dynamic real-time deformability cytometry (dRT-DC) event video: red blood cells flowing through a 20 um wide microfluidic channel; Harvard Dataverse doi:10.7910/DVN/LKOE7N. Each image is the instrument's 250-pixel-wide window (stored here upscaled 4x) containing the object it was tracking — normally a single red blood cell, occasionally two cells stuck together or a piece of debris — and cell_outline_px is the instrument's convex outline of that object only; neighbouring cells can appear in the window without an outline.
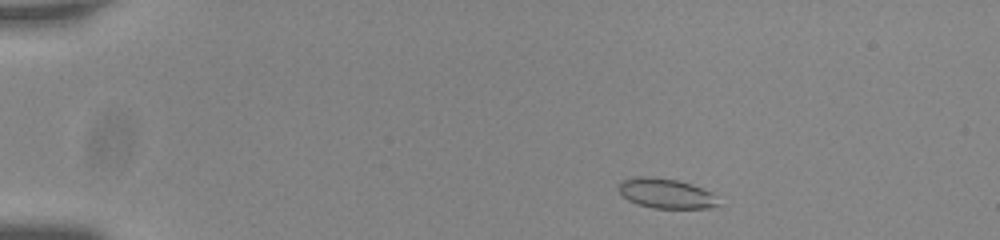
{"species": "common noctule bat (a hibernating species)", "species_latin": "Nyctalus noctula", "temperature_condition": "room temperature", "stored_images_in_passage": 49, "camera_frame_rate_fps": 3000, "um_per_image_px": 0.085, "animal": {"sex": "male", "body_mass_g": 20.0, "forearm_length_mm": 53.3}, "frame": {"image": 1, "passage_image": 3, "time_ms": 0.667, "image_size_px": [1000, 240], "cell_outline_px": [[720, 204], [708, 208], [652, 208], [636, 204], [628, 200], [620, 192], [616, 184], [632, 176], [648, 176], [676, 180], [692, 184], [708, 192]], "centroid_in_image_um": [56.51, 16.43], "position_along_channel_um": 28.5, "area_um2": 17.17}}
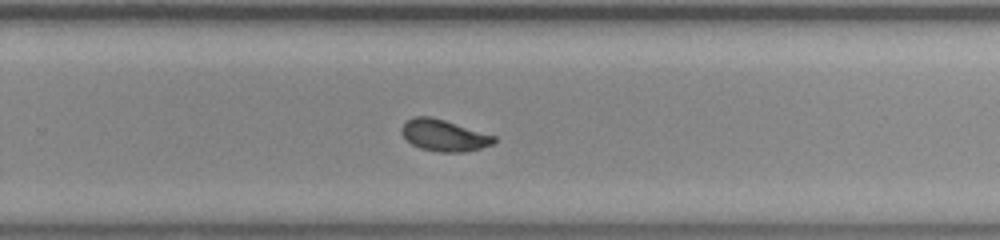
{"frame": {"image": 2, "passage_image": 31, "time_ms": 10.0, "image_size_px": [1000, 240], "cell_outline_px": [[496, 140], [492, 144], [480, 148], [464, 152], [440, 152], [420, 148], [412, 144], [400, 132], [400, 128], [412, 116], [432, 116], [496, 136]], "centroid_in_image_um": [37.73, 11.5], "position_along_channel_um": 292.1, "area_um2": 16.94}}
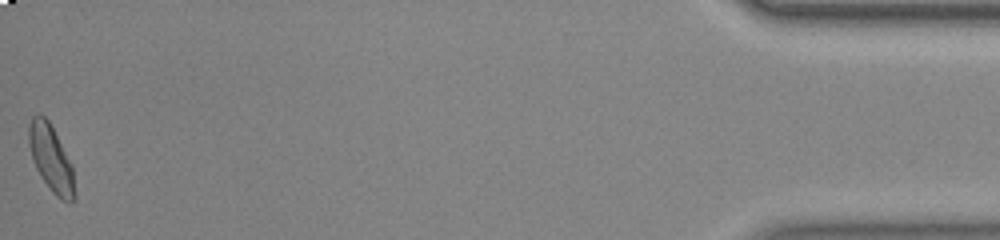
{"frame": {"image": 3, "passage_image": 49, "time_ms": 16.0, "image_size_px": [1000, 240], "cell_outline_px": [[76, 196], [68, 204], [60, 200], [52, 192], [40, 176], [32, 160], [28, 144], [28, 124], [32, 116], [36, 112], [40, 112], [48, 120], [72, 164]], "centroid_in_image_um": [4.32, 13.47], "position_along_channel_um": 430.9, "area_um2": 18.09}, "authors_computed_cell_mechanics": {"area_um2": 17.1666, "velocity_mm_per_s": 3.7402, "shape_relaxation_time_tau1_ms": 7.656, "shape_relaxation_time_tau2_ms": 0.8134, "deformation_change_tau1": 0.1409, "deformation_change_tau2": 0.0491}}